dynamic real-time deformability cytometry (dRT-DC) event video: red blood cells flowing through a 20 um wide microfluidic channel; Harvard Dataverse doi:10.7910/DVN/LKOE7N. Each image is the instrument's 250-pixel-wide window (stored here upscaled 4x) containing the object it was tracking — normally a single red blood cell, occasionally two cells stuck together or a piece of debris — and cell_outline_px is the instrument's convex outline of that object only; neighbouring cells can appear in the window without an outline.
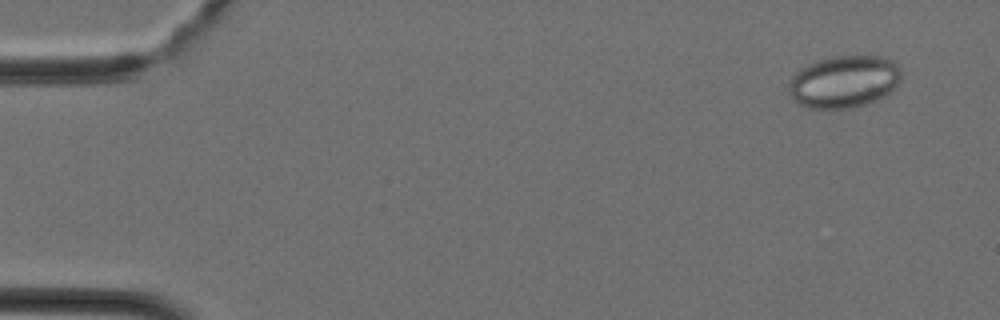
{"species": "Egyptian fruit bat (a non-hibernating species)", "species_latin": "Rousettus aegyptiacus", "temperature_condition": "cold", "stored_images_in_passage": 9, "camera_frame_rate_fps": 3000, "um_per_image_px": 0.085, "animal": {"sex": "female"}, "frame": {"image": 1, "passage_image": 2, "time_ms": 0.333, "image_size_px": [1000, 320], "cell_outline_px": [[900, 80], [896, 88], [888, 96], [864, 104], [844, 108], [808, 108], [796, 104], [792, 100], [788, 92], [788, 84], [792, 76], [796, 72], [808, 64], [816, 60], [832, 56], [880, 56], [892, 60], [900, 68]], "centroid_in_image_um": [71.73, 6.94], "position_along_channel_um": 13.3, "area_um2": 34.62}}